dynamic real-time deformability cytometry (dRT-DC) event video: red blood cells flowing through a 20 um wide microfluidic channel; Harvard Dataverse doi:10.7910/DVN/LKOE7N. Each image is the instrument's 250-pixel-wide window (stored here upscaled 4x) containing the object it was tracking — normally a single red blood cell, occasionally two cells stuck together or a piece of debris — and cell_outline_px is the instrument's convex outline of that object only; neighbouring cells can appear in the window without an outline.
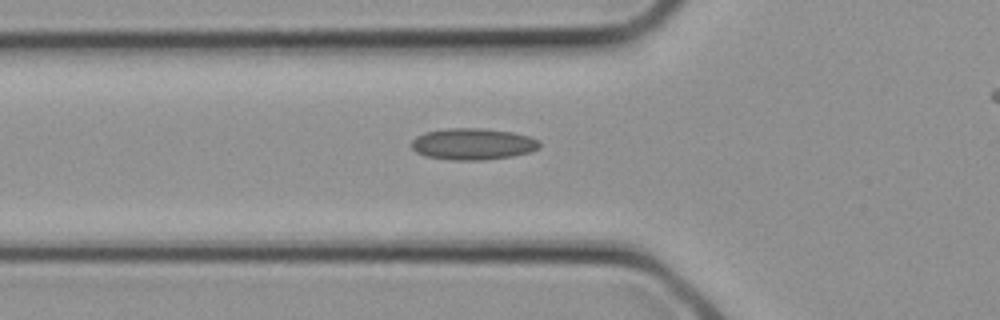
{"species": "common noctule bat (a hibernating species)", "species_latin": "Nyctalus noctula", "temperature_condition": "cold", "stored_images_in_passage": 3, "camera_frame_rate_fps": 3000, "um_per_image_px": 0.085, "animal": {"sex": "female", "body_mass_g": 21.9}, "frame": {"image": 1, "passage_image": 3, "time_ms": 0.667, "image_size_px": [1000, 320], "cell_outline_px": [[540, 148], [528, 152], [512, 156], [484, 160], [452, 160], [424, 156], [416, 152], [412, 148], [412, 140], [416, 136], [424, 132], [448, 128], [480, 128], [512, 132], [528, 136], [540, 140]], "centroid_in_image_um": [40.18, 12.24], "position_along_channel_um": 85.6, "area_um2": 23.58}}